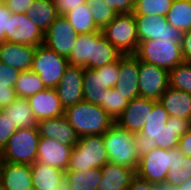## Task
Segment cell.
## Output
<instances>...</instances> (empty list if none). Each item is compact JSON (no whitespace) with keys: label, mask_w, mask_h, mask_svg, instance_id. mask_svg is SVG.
Wrapping results in <instances>:
<instances>
[{"label":"cell","mask_w":191,"mask_h":190,"mask_svg":"<svg viewBox=\"0 0 191 190\" xmlns=\"http://www.w3.org/2000/svg\"><path fill=\"white\" fill-rule=\"evenodd\" d=\"M122 55L100 30L78 34L67 60L69 66L95 69L117 61Z\"/></svg>","instance_id":"1"},{"label":"cell","mask_w":191,"mask_h":190,"mask_svg":"<svg viewBox=\"0 0 191 190\" xmlns=\"http://www.w3.org/2000/svg\"><path fill=\"white\" fill-rule=\"evenodd\" d=\"M64 116L78 137L103 135L114 124L100 105L84 100L65 109Z\"/></svg>","instance_id":"2"},{"label":"cell","mask_w":191,"mask_h":190,"mask_svg":"<svg viewBox=\"0 0 191 190\" xmlns=\"http://www.w3.org/2000/svg\"><path fill=\"white\" fill-rule=\"evenodd\" d=\"M103 136L109 162L136 171L139 155L134 143V133L128 132L114 123Z\"/></svg>","instance_id":"3"},{"label":"cell","mask_w":191,"mask_h":190,"mask_svg":"<svg viewBox=\"0 0 191 190\" xmlns=\"http://www.w3.org/2000/svg\"><path fill=\"white\" fill-rule=\"evenodd\" d=\"M69 166L66 171H83L101 168L109 162L103 135H90L78 138L71 150Z\"/></svg>","instance_id":"4"},{"label":"cell","mask_w":191,"mask_h":190,"mask_svg":"<svg viewBox=\"0 0 191 190\" xmlns=\"http://www.w3.org/2000/svg\"><path fill=\"white\" fill-rule=\"evenodd\" d=\"M140 61H144L167 71L185 62L180 42L171 40L140 41L134 54Z\"/></svg>","instance_id":"5"},{"label":"cell","mask_w":191,"mask_h":190,"mask_svg":"<svg viewBox=\"0 0 191 190\" xmlns=\"http://www.w3.org/2000/svg\"><path fill=\"white\" fill-rule=\"evenodd\" d=\"M40 136L37 127L17 129L0 152V161L32 165Z\"/></svg>","instance_id":"6"},{"label":"cell","mask_w":191,"mask_h":190,"mask_svg":"<svg viewBox=\"0 0 191 190\" xmlns=\"http://www.w3.org/2000/svg\"><path fill=\"white\" fill-rule=\"evenodd\" d=\"M102 32L123 55L135 54L139 45L134 14H118Z\"/></svg>","instance_id":"7"},{"label":"cell","mask_w":191,"mask_h":190,"mask_svg":"<svg viewBox=\"0 0 191 190\" xmlns=\"http://www.w3.org/2000/svg\"><path fill=\"white\" fill-rule=\"evenodd\" d=\"M68 67L66 57L42 44L36 47L30 70L40 76L46 88H55Z\"/></svg>","instance_id":"8"},{"label":"cell","mask_w":191,"mask_h":190,"mask_svg":"<svg viewBox=\"0 0 191 190\" xmlns=\"http://www.w3.org/2000/svg\"><path fill=\"white\" fill-rule=\"evenodd\" d=\"M137 28V36L140 41L146 40H171L180 42L183 32L171 26L166 16L134 15Z\"/></svg>","instance_id":"9"},{"label":"cell","mask_w":191,"mask_h":190,"mask_svg":"<svg viewBox=\"0 0 191 190\" xmlns=\"http://www.w3.org/2000/svg\"><path fill=\"white\" fill-rule=\"evenodd\" d=\"M172 165V149L154 148L139 158L136 176L152 184L165 182Z\"/></svg>","instance_id":"10"},{"label":"cell","mask_w":191,"mask_h":190,"mask_svg":"<svg viewBox=\"0 0 191 190\" xmlns=\"http://www.w3.org/2000/svg\"><path fill=\"white\" fill-rule=\"evenodd\" d=\"M138 80L140 96L159 101L169 87V71L139 60Z\"/></svg>","instance_id":"11"},{"label":"cell","mask_w":191,"mask_h":190,"mask_svg":"<svg viewBox=\"0 0 191 190\" xmlns=\"http://www.w3.org/2000/svg\"><path fill=\"white\" fill-rule=\"evenodd\" d=\"M78 34L64 16H58L44 32L43 44L66 58L70 55Z\"/></svg>","instance_id":"12"},{"label":"cell","mask_w":191,"mask_h":190,"mask_svg":"<svg viewBox=\"0 0 191 190\" xmlns=\"http://www.w3.org/2000/svg\"><path fill=\"white\" fill-rule=\"evenodd\" d=\"M6 41L17 44L39 46L43 44L44 32L33 24L26 14L12 13L8 19Z\"/></svg>","instance_id":"13"},{"label":"cell","mask_w":191,"mask_h":190,"mask_svg":"<svg viewBox=\"0 0 191 190\" xmlns=\"http://www.w3.org/2000/svg\"><path fill=\"white\" fill-rule=\"evenodd\" d=\"M84 69V67L69 66L63 74L59 84L55 87L64 110L84 100Z\"/></svg>","instance_id":"14"},{"label":"cell","mask_w":191,"mask_h":190,"mask_svg":"<svg viewBox=\"0 0 191 190\" xmlns=\"http://www.w3.org/2000/svg\"><path fill=\"white\" fill-rule=\"evenodd\" d=\"M139 59L134 54L122 55L119 58V73L114 89L129 101L140 96Z\"/></svg>","instance_id":"15"},{"label":"cell","mask_w":191,"mask_h":190,"mask_svg":"<svg viewBox=\"0 0 191 190\" xmlns=\"http://www.w3.org/2000/svg\"><path fill=\"white\" fill-rule=\"evenodd\" d=\"M72 149V146L59 143L53 139L40 137L36 161L65 172L69 166Z\"/></svg>","instance_id":"16"},{"label":"cell","mask_w":191,"mask_h":190,"mask_svg":"<svg viewBox=\"0 0 191 190\" xmlns=\"http://www.w3.org/2000/svg\"><path fill=\"white\" fill-rule=\"evenodd\" d=\"M0 190H33L30 165L0 161Z\"/></svg>","instance_id":"17"},{"label":"cell","mask_w":191,"mask_h":190,"mask_svg":"<svg viewBox=\"0 0 191 190\" xmlns=\"http://www.w3.org/2000/svg\"><path fill=\"white\" fill-rule=\"evenodd\" d=\"M157 101L146 99L144 97H136L129 101L121 116L115 122L119 127L131 133L141 132L148 112L152 111L153 105Z\"/></svg>","instance_id":"18"},{"label":"cell","mask_w":191,"mask_h":190,"mask_svg":"<svg viewBox=\"0 0 191 190\" xmlns=\"http://www.w3.org/2000/svg\"><path fill=\"white\" fill-rule=\"evenodd\" d=\"M37 129L40 137L53 139L68 146L74 147L78 142V135L64 115L39 120Z\"/></svg>","instance_id":"19"},{"label":"cell","mask_w":191,"mask_h":190,"mask_svg":"<svg viewBox=\"0 0 191 190\" xmlns=\"http://www.w3.org/2000/svg\"><path fill=\"white\" fill-rule=\"evenodd\" d=\"M37 121L57 118L64 115V108L58 98L55 88H46L27 98Z\"/></svg>","instance_id":"20"},{"label":"cell","mask_w":191,"mask_h":190,"mask_svg":"<svg viewBox=\"0 0 191 190\" xmlns=\"http://www.w3.org/2000/svg\"><path fill=\"white\" fill-rule=\"evenodd\" d=\"M33 190H69L65 182V172L35 161L30 165Z\"/></svg>","instance_id":"21"},{"label":"cell","mask_w":191,"mask_h":190,"mask_svg":"<svg viewBox=\"0 0 191 190\" xmlns=\"http://www.w3.org/2000/svg\"><path fill=\"white\" fill-rule=\"evenodd\" d=\"M35 51L36 46L5 41L0 45V63L20 72L28 71L31 69Z\"/></svg>","instance_id":"22"},{"label":"cell","mask_w":191,"mask_h":190,"mask_svg":"<svg viewBox=\"0 0 191 190\" xmlns=\"http://www.w3.org/2000/svg\"><path fill=\"white\" fill-rule=\"evenodd\" d=\"M101 174L102 181L97 190H127L136 176L135 170L111 162L101 167Z\"/></svg>","instance_id":"23"},{"label":"cell","mask_w":191,"mask_h":190,"mask_svg":"<svg viewBox=\"0 0 191 190\" xmlns=\"http://www.w3.org/2000/svg\"><path fill=\"white\" fill-rule=\"evenodd\" d=\"M159 102L169 116L186 118L191 122V94L169 86Z\"/></svg>","instance_id":"24"},{"label":"cell","mask_w":191,"mask_h":190,"mask_svg":"<svg viewBox=\"0 0 191 190\" xmlns=\"http://www.w3.org/2000/svg\"><path fill=\"white\" fill-rule=\"evenodd\" d=\"M2 111L10 119L16 129L37 127V119L33 114L27 98L16 97Z\"/></svg>","instance_id":"25"},{"label":"cell","mask_w":191,"mask_h":190,"mask_svg":"<svg viewBox=\"0 0 191 190\" xmlns=\"http://www.w3.org/2000/svg\"><path fill=\"white\" fill-rule=\"evenodd\" d=\"M190 128L191 122L188 119L170 116L159 132V148L170 150L179 147L180 137Z\"/></svg>","instance_id":"26"},{"label":"cell","mask_w":191,"mask_h":190,"mask_svg":"<svg viewBox=\"0 0 191 190\" xmlns=\"http://www.w3.org/2000/svg\"><path fill=\"white\" fill-rule=\"evenodd\" d=\"M30 21L45 32L59 16L54 0H34L30 9L25 12Z\"/></svg>","instance_id":"27"},{"label":"cell","mask_w":191,"mask_h":190,"mask_svg":"<svg viewBox=\"0 0 191 190\" xmlns=\"http://www.w3.org/2000/svg\"><path fill=\"white\" fill-rule=\"evenodd\" d=\"M191 180V157L185 156L179 147L172 148V165L165 182L179 186Z\"/></svg>","instance_id":"28"},{"label":"cell","mask_w":191,"mask_h":190,"mask_svg":"<svg viewBox=\"0 0 191 190\" xmlns=\"http://www.w3.org/2000/svg\"><path fill=\"white\" fill-rule=\"evenodd\" d=\"M101 181V168L65 171V182L69 190H97Z\"/></svg>","instance_id":"29"},{"label":"cell","mask_w":191,"mask_h":190,"mask_svg":"<svg viewBox=\"0 0 191 190\" xmlns=\"http://www.w3.org/2000/svg\"><path fill=\"white\" fill-rule=\"evenodd\" d=\"M169 114L164 109V106L157 101L152 108L151 112H148L146 118L143 120L145 124L141 130V133L147 137L153 138L154 142H157V148H159V132L165 127Z\"/></svg>","instance_id":"30"},{"label":"cell","mask_w":191,"mask_h":190,"mask_svg":"<svg viewBox=\"0 0 191 190\" xmlns=\"http://www.w3.org/2000/svg\"><path fill=\"white\" fill-rule=\"evenodd\" d=\"M64 17L74 28L77 34L91 33L100 31L96 26L90 8L87 4L76 6Z\"/></svg>","instance_id":"31"},{"label":"cell","mask_w":191,"mask_h":190,"mask_svg":"<svg viewBox=\"0 0 191 190\" xmlns=\"http://www.w3.org/2000/svg\"><path fill=\"white\" fill-rule=\"evenodd\" d=\"M166 20L183 33L191 30V0H173Z\"/></svg>","instance_id":"32"},{"label":"cell","mask_w":191,"mask_h":190,"mask_svg":"<svg viewBox=\"0 0 191 190\" xmlns=\"http://www.w3.org/2000/svg\"><path fill=\"white\" fill-rule=\"evenodd\" d=\"M14 89L17 97L29 98L30 96L45 90L46 87L37 73L28 70L20 72L14 85Z\"/></svg>","instance_id":"33"},{"label":"cell","mask_w":191,"mask_h":190,"mask_svg":"<svg viewBox=\"0 0 191 190\" xmlns=\"http://www.w3.org/2000/svg\"><path fill=\"white\" fill-rule=\"evenodd\" d=\"M104 92L105 90L102 89L97 71L92 68H85L83 77L84 101L95 105H101L103 103Z\"/></svg>","instance_id":"34"},{"label":"cell","mask_w":191,"mask_h":190,"mask_svg":"<svg viewBox=\"0 0 191 190\" xmlns=\"http://www.w3.org/2000/svg\"><path fill=\"white\" fill-rule=\"evenodd\" d=\"M128 104L129 100L124 98V95L114 88H109L105 90L103 103L100 106L115 123Z\"/></svg>","instance_id":"35"},{"label":"cell","mask_w":191,"mask_h":190,"mask_svg":"<svg viewBox=\"0 0 191 190\" xmlns=\"http://www.w3.org/2000/svg\"><path fill=\"white\" fill-rule=\"evenodd\" d=\"M169 86L191 94V62H183L169 70Z\"/></svg>","instance_id":"36"},{"label":"cell","mask_w":191,"mask_h":190,"mask_svg":"<svg viewBox=\"0 0 191 190\" xmlns=\"http://www.w3.org/2000/svg\"><path fill=\"white\" fill-rule=\"evenodd\" d=\"M173 0H135L134 15L166 16Z\"/></svg>","instance_id":"37"},{"label":"cell","mask_w":191,"mask_h":190,"mask_svg":"<svg viewBox=\"0 0 191 190\" xmlns=\"http://www.w3.org/2000/svg\"><path fill=\"white\" fill-rule=\"evenodd\" d=\"M86 4L89 6L94 22L100 30L118 15L115 10L108 7L104 0H87Z\"/></svg>","instance_id":"38"},{"label":"cell","mask_w":191,"mask_h":190,"mask_svg":"<svg viewBox=\"0 0 191 190\" xmlns=\"http://www.w3.org/2000/svg\"><path fill=\"white\" fill-rule=\"evenodd\" d=\"M103 90L114 88L117 84L119 73V59L102 67L95 68Z\"/></svg>","instance_id":"39"},{"label":"cell","mask_w":191,"mask_h":190,"mask_svg":"<svg viewBox=\"0 0 191 190\" xmlns=\"http://www.w3.org/2000/svg\"><path fill=\"white\" fill-rule=\"evenodd\" d=\"M17 129L13 126L6 114L0 110V152L8 144L9 138Z\"/></svg>","instance_id":"40"},{"label":"cell","mask_w":191,"mask_h":190,"mask_svg":"<svg viewBox=\"0 0 191 190\" xmlns=\"http://www.w3.org/2000/svg\"><path fill=\"white\" fill-rule=\"evenodd\" d=\"M134 143L137 149L139 158L151 152L154 148H157V142L153 141V138L147 137L141 132L134 133Z\"/></svg>","instance_id":"41"},{"label":"cell","mask_w":191,"mask_h":190,"mask_svg":"<svg viewBox=\"0 0 191 190\" xmlns=\"http://www.w3.org/2000/svg\"><path fill=\"white\" fill-rule=\"evenodd\" d=\"M20 71L15 68L0 63V84L14 87Z\"/></svg>","instance_id":"42"},{"label":"cell","mask_w":191,"mask_h":190,"mask_svg":"<svg viewBox=\"0 0 191 190\" xmlns=\"http://www.w3.org/2000/svg\"><path fill=\"white\" fill-rule=\"evenodd\" d=\"M118 14H131L134 12L135 0H104Z\"/></svg>","instance_id":"43"},{"label":"cell","mask_w":191,"mask_h":190,"mask_svg":"<svg viewBox=\"0 0 191 190\" xmlns=\"http://www.w3.org/2000/svg\"><path fill=\"white\" fill-rule=\"evenodd\" d=\"M34 0H4L3 2L11 13L25 14L31 8Z\"/></svg>","instance_id":"44"},{"label":"cell","mask_w":191,"mask_h":190,"mask_svg":"<svg viewBox=\"0 0 191 190\" xmlns=\"http://www.w3.org/2000/svg\"><path fill=\"white\" fill-rule=\"evenodd\" d=\"M87 0H54L57 14L64 16L78 5L86 4Z\"/></svg>","instance_id":"45"},{"label":"cell","mask_w":191,"mask_h":190,"mask_svg":"<svg viewBox=\"0 0 191 190\" xmlns=\"http://www.w3.org/2000/svg\"><path fill=\"white\" fill-rule=\"evenodd\" d=\"M12 13L4 2H0V45L6 41L5 33L8 31V19Z\"/></svg>","instance_id":"46"},{"label":"cell","mask_w":191,"mask_h":190,"mask_svg":"<svg viewBox=\"0 0 191 190\" xmlns=\"http://www.w3.org/2000/svg\"><path fill=\"white\" fill-rule=\"evenodd\" d=\"M17 97L14 87L0 84V110Z\"/></svg>","instance_id":"47"},{"label":"cell","mask_w":191,"mask_h":190,"mask_svg":"<svg viewBox=\"0 0 191 190\" xmlns=\"http://www.w3.org/2000/svg\"><path fill=\"white\" fill-rule=\"evenodd\" d=\"M180 45L185 62H191V30L183 33Z\"/></svg>","instance_id":"48"},{"label":"cell","mask_w":191,"mask_h":190,"mask_svg":"<svg viewBox=\"0 0 191 190\" xmlns=\"http://www.w3.org/2000/svg\"><path fill=\"white\" fill-rule=\"evenodd\" d=\"M127 190H155V184L135 176Z\"/></svg>","instance_id":"49"},{"label":"cell","mask_w":191,"mask_h":190,"mask_svg":"<svg viewBox=\"0 0 191 190\" xmlns=\"http://www.w3.org/2000/svg\"><path fill=\"white\" fill-rule=\"evenodd\" d=\"M179 148L185 156L191 157V128L180 137Z\"/></svg>","instance_id":"50"},{"label":"cell","mask_w":191,"mask_h":190,"mask_svg":"<svg viewBox=\"0 0 191 190\" xmlns=\"http://www.w3.org/2000/svg\"><path fill=\"white\" fill-rule=\"evenodd\" d=\"M155 190H177V186H173L167 182L155 184Z\"/></svg>","instance_id":"51"},{"label":"cell","mask_w":191,"mask_h":190,"mask_svg":"<svg viewBox=\"0 0 191 190\" xmlns=\"http://www.w3.org/2000/svg\"><path fill=\"white\" fill-rule=\"evenodd\" d=\"M177 190H191V180L183 182L181 185L177 186Z\"/></svg>","instance_id":"52"}]
</instances>
